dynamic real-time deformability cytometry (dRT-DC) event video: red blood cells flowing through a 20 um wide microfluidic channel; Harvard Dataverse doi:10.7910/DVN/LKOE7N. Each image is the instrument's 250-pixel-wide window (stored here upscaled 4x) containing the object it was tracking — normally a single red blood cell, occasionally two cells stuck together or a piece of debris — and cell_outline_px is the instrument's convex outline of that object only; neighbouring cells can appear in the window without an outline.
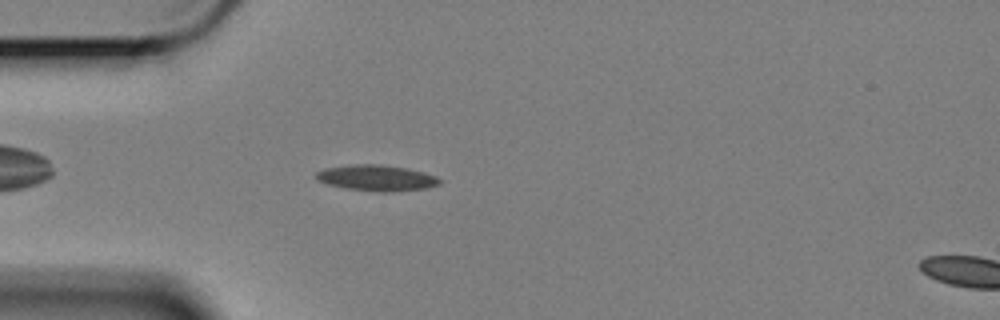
{"species": "Egyptian fruit bat (a non-hibernating species)", "species_latin": "Rousettus aegyptiacus", "temperature_condition": "cold", "stored_images_in_passage": 49, "camera_frame_rate_fps": 3000, "um_per_image_px": 0.085, "animal": {"sex": "female"}, "frame": {"image": 1, "passage_image": 7, "time_ms": 2.0, "image_size_px": [1000, 320], "cell_outline_px": [[440, 184], [428, 188], [384, 192], [380, 192], [344, 188], [328, 184], [320, 180], [316, 176], [316, 172], [324, 168], [352, 164], [380, 164], [408, 168], [424, 172], [436, 176], [440, 180]], "centroid_in_image_um": [32.03, 15.11], "position_along_channel_um": 53.0, "area_um2": 18.61}}
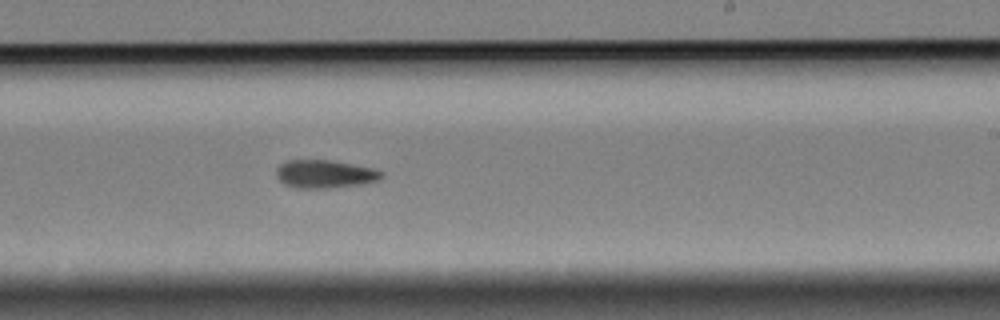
{"frame": {"image": 2, "passage_image": 26, "time_ms": 8.333, "image_size_px": [1000, 320], "cell_outline_px": [[384, 176], [380, 180], [360, 184], [332, 188], [296, 188], [284, 184], [276, 176], [276, 168], [280, 164], [288, 160], [332, 160], [372, 168], [384, 172]], "centroid_in_image_um": [27.61, 14.79], "position_along_channel_um": 261.4, "area_um2": 17.34}}
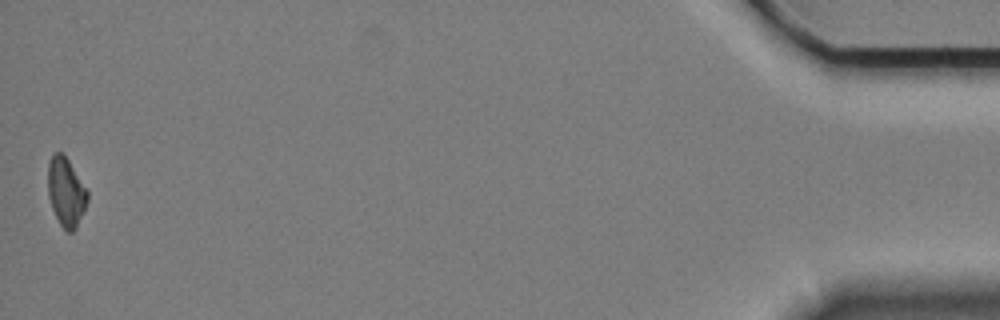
{"frame": {"image": 3, "passage_image": 49, "time_ms": 16.0, "image_size_px": [1000, 320], "cell_outline_px": [[88, 200], [76, 228], [72, 232], [68, 232], [60, 224], [52, 208], [48, 196], [48, 160], [52, 152], [60, 152], [68, 160], [88, 192]], "centroid_in_image_um": [5.59, 16.3], "position_along_channel_um": 429.6, "area_um2": 15.66}, "authors_computed_cell_mechanics": {"area_um2": 16.9932, "velocity_mm_per_s": 3.4016, "shape_relaxation_time_tau1_ms": 4.4975, "shape_relaxation_time_tau2_ms": null, "deformation_change_tau1": 0.1211, "deformation_change_tau2": null}}